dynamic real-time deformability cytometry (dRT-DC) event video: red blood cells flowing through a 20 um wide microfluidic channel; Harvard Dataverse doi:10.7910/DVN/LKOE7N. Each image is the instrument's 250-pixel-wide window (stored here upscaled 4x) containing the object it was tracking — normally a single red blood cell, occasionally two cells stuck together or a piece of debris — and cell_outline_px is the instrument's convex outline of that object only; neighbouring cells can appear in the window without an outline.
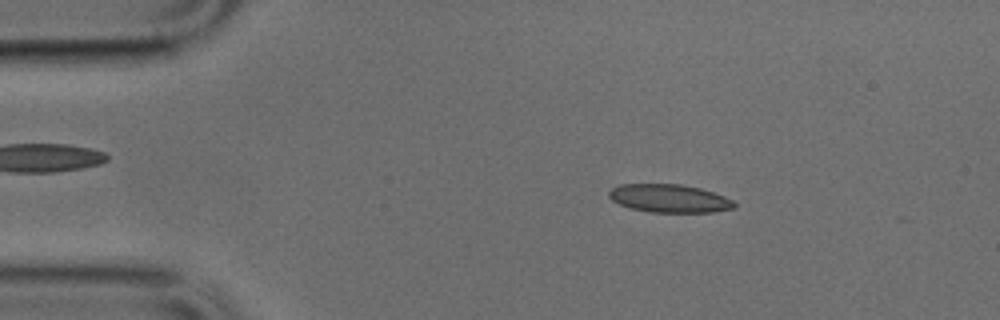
{"species": "common noctule bat (a hibernating species)", "species_latin": "Nyctalus noctula", "temperature_condition": "cold", "stored_images_in_passage": 47, "camera_frame_rate_fps": 3000, "um_per_image_px": 0.085, "animal": {"sex": "male", "body_mass_g": 17.9, "forearm_length_mm": 54.2}, "frame": {"image": 1, "passage_image": 6, "time_ms": 1.667, "image_size_px": [1000, 320], "cell_outline_px": [[736, 208], [712, 212], [652, 212], [632, 208], [620, 204], [612, 200], [608, 196], [608, 192], [612, 188], [620, 184], [680, 184], [700, 188], [724, 196], [732, 200], [736, 204]], "centroid_in_image_um": [56.9, 16.86], "position_along_channel_um": 28.1, "area_um2": 20.46}}
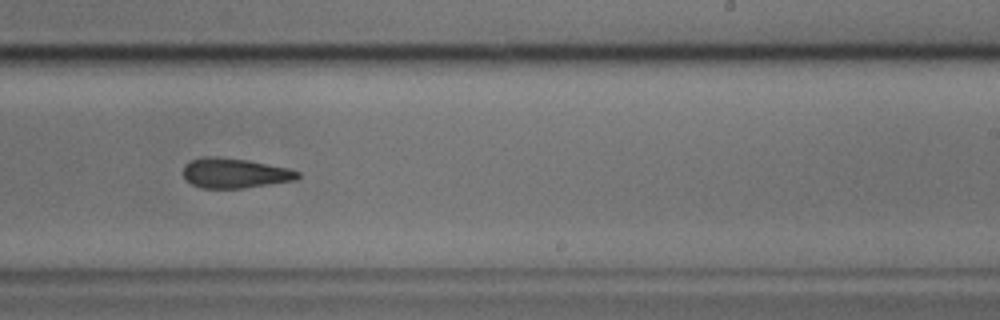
{"frame": {"image": 2, "passage_image": 28, "time_ms": 9.0, "image_size_px": [1000, 320], "cell_outline_px": [[300, 176], [296, 180], [244, 188], [200, 188], [192, 184], [184, 176], [184, 164], [192, 160], [204, 156], [216, 156], [248, 160], [288, 168], [300, 172]], "centroid_in_image_um": [19.96, 14.71], "position_along_channel_um": 269.0, "area_um2": 19.94}}
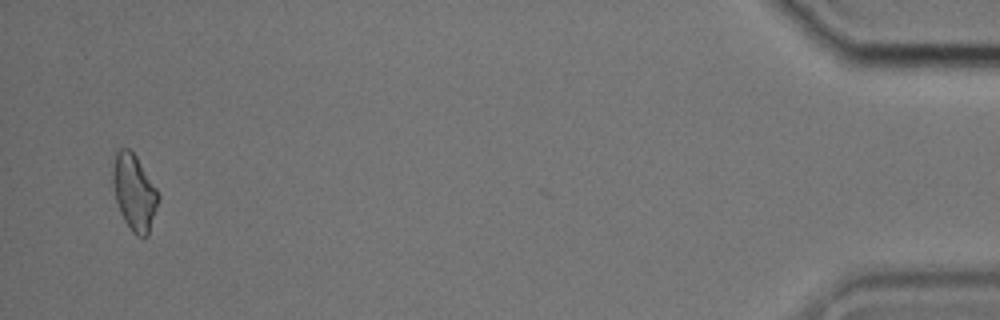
{"frame": {"image": 3, "passage_image": 46, "time_ms": 15.0, "image_size_px": [1000, 320], "cell_outline_px": [[160, 200], [148, 236], [136, 236], [132, 232], [124, 220], [120, 212], [116, 200], [112, 180], [112, 172], [116, 152], [120, 148], [128, 148], [136, 156], [156, 188], [160, 196]], "centroid_in_image_um": [11.42, 16.37], "position_along_channel_um": 423.8, "area_um2": 20.11}}